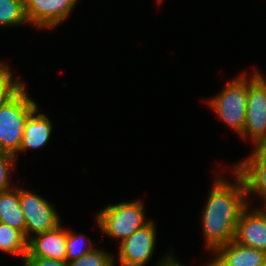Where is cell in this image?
<instances>
[{
    "instance_id": "9",
    "label": "cell",
    "mask_w": 266,
    "mask_h": 266,
    "mask_svg": "<svg viewBox=\"0 0 266 266\" xmlns=\"http://www.w3.org/2000/svg\"><path fill=\"white\" fill-rule=\"evenodd\" d=\"M234 170L242 177L247 197L255 194L261 200L266 198V144L255 146L253 152L240 162Z\"/></svg>"
},
{
    "instance_id": "21",
    "label": "cell",
    "mask_w": 266,
    "mask_h": 266,
    "mask_svg": "<svg viewBox=\"0 0 266 266\" xmlns=\"http://www.w3.org/2000/svg\"><path fill=\"white\" fill-rule=\"evenodd\" d=\"M22 263L24 266H69L66 261L39 257H24Z\"/></svg>"
},
{
    "instance_id": "13",
    "label": "cell",
    "mask_w": 266,
    "mask_h": 266,
    "mask_svg": "<svg viewBox=\"0 0 266 266\" xmlns=\"http://www.w3.org/2000/svg\"><path fill=\"white\" fill-rule=\"evenodd\" d=\"M38 112V108L30 115L25 123L24 133L18 152L27 149H39L48 143L52 131V123L48 117Z\"/></svg>"
},
{
    "instance_id": "12",
    "label": "cell",
    "mask_w": 266,
    "mask_h": 266,
    "mask_svg": "<svg viewBox=\"0 0 266 266\" xmlns=\"http://www.w3.org/2000/svg\"><path fill=\"white\" fill-rule=\"evenodd\" d=\"M214 260L206 266H262L266 260V253L232 240L215 252Z\"/></svg>"
},
{
    "instance_id": "19",
    "label": "cell",
    "mask_w": 266,
    "mask_h": 266,
    "mask_svg": "<svg viewBox=\"0 0 266 266\" xmlns=\"http://www.w3.org/2000/svg\"><path fill=\"white\" fill-rule=\"evenodd\" d=\"M69 266H115L114 256L103 249L95 248L85 256L68 262Z\"/></svg>"
},
{
    "instance_id": "15",
    "label": "cell",
    "mask_w": 266,
    "mask_h": 266,
    "mask_svg": "<svg viewBox=\"0 0 266 266\" xmlns=\"http://www.w3.org/2000/svg\"><path fill=\"white\" fill-rule=\"evenodd\" d=\"M27 242L24 234L16 228L0 222V250L19 255L24 260L27 254Z\"/></svg>"
},
{
    "instance_id": "18",
    "label": "cell",
    "mask_w": 266,
    "mask_h": 266,
    "mask_svg": "<svg viewBox=\"0 0 266 266\" xmlns=\"http://www.w3.org/2000/svg\"><path fill=\"white\" fill-rule=\"evenodd\" d=\"M84 238V239H83ZM84 234H73L71 230L66 229V262H70L72 260L78 259L82 256H85L88 252H91L95 249L93 244L91 243V239L87 238V242L90 245L86 244ZM86 244V245H85Z\"/></svg>"
},
{
    "instance_id": "14",
    "label": "cell",
    "mask_w": 266,
    "mask_h": 266,
    "mask_svg": "<svg viewBox=\"0 0 266 266\" xmlns=\"http://www.w3.org/2000/svg\"><path fill=\"white\" fill-rule=\"evenodd\" d=\"M0 222L16 228L25 236V217L19 203V188L0 192Z\"/></svg>"
},
{
    "instance_id": "4",
    "label": "cell",
    "mask_w": 266,
    "mask_h": 266,
    "mask_svg": "<svg viewBox=\"0 0 266 266\" xmlns=\"http://www.w3.org/2000/svg\"><path fill=\"white\" fill-rule=\"evenodd\" d=\"M241 74L228 81L225 88L208 101L209 106L225 122L230 129L240 136L243 133L246 119V107L248 97V77Z\"/></svg>"
},
{
    "instance_id": "5",
    "label": "cell",
    "mask_w": 266,
    "mask_h": 266,
    "mask_svg": "<svg viewBox=\"0 0 266 266\" xmlns=\"http://www.w3.org/2000/svg\"><path fill=\"white\" fill-rule=\"evenodd\" d=\"M253 73L248 78L246 119L241 136L259 146L266 144V78L260 71Z\"/></svg>"
},
{
    "instance_id": "20",
    "label": "cell",
    "mask_w": 266,
    "mask_h": 266,
    "mask_svg": "<svg viewBox=\"0 0 266 266\" xmlns=\"http://www.w3.org/2000/svg\"><path fill=\"white\" fill-rule=\"evenodd\" d=\"M16 157L0 151V192L6 191L12 188L9 181L10 169L16 168Z\"/></svg>"
},
{
    "instance_id": "8",
    "label": "cell",
    "mask_w": 266,
    "mask_h": 266,
    "mask_svg": "<svg viewBox=\"0 0 266 266\" xmlns=\"http://www.w3.org/2000/svg\"><path fill=\"white\" fill-rule=\"evenodd\" d=\"M78 0H24L29 24L51 29L63 23Z\"/></svg>"
},
{
    "instance_id": "11",
    "label": "cell",
    "mask_w": 266,
    "mask_h": 266,
    "mask_svg": "<svg viewBox=\"0 0 266 266\" xmlns=\"http://www.w3.org/2000/svg\"><path fill=\"white\" fill-rule=\"evenodd\" d=\"M66 253V229L60 224L55 229L30 237L25 257L66 261Z\"/></svg>"
},
{
    "instance_id": "22",
    "label": "cell",
    "mask_w": 266,
    "mask_h": 266,
    "mask_svg": "<svg viewBox=\"0 0 266 266\" xmlns=\"http://www.w3.org/2000/svg\"><path fill=\"white\" fill-rule=\"evenodd\" d=\"M156 266H185V265L176 260V258H174L172 253L169 252V254L165 255L164 258H162L160 262L156 264Z\"/></svg>"
},
{
    "instance_id": "16",
    "label": "cell",
    "mask_w": 266,
    "mask_h": 266,
    "mask_svg": "<svg viewBox=\"0 0 266 266\" xmlns=\"http://www.w3.org/2000/svg\"><path fill=\"white\" fill-rule=\"evenodd\" d=\"M29 24L24 0H0V26L10 27Z\"/></svg>"
},
{
    "instance_id": "7",
    "label": "cell",
    "mask_w": 266,
    "mask_h": 266,
    "mask_svg": "<svg viewBox=\"0 0 266 266\" xmlns=\"http://www.w3.org/2000/svg\"><path fill=\"white\" fill-rule=\"evenodd\" d=\"M153 221L136 230L120 242L118 263L120 266H146L156 244V230Z\"/></svg>"
},
{
    "instance_id": "2",
    "label": "cell",
    "mask_w": 266,
    "mask_h": 266,
    "mask_svg": "<svg viewBox=\"0 0 266 266\" xmlns=\"http://www.w3.org/2000/svg\"><path fill=\"white\" fill-rule=\"evenodd\" d=\"M38 108L26 92L25 86L0 108V151L17 156L25 123Z\"/></svg>"
},
{
    "instance_id": "1",
    "label": "cell",
    "mask_w": 266,
    "mask_h": 266,
    "mask_svg": "<svg viewBox=\"0 0 266 266\" xmlns=\"http://www.w3.org/2000/svg\"><path fill=\"white\" fill-rule=\"evenodd\" d=\"M233 172L234 183L220 175L216 177L201 217L205 246L212 254L234 240L240 215L251 205L242 177L235 170Z\"/></svg>"
},
{
    "instance_id": "23",
    "label": "cell",
    "mask_w": 266,
    "mask_h": 266,
    "mask_svg": "<svg viewBox=\"0 0 266 266\" xmlns=\"http://www.w3.org/2000/svg\"><path fill=\"white\" fill-rule=\"evenodd\" d=\"M264 204H265V208H260V210L266 215V198L263 200Z\"/></svg>"
},
{
    "instance_id": "17",
    "label": "cell",
    "mask_w": 266,
    "mask_h": 266,
    "mask_svg": "<svg viewBox=\"0 0 266 266\" xmlns=\"http://www.w3.org/2000/svg\"><path fill=\"white\" fill-rule=\"evenodd\" d=\"M25 85L12 77L9 66L0 62V108L12 99Z\"/></svg>"
},
{
    "instance_id": "10",
    "label": "cell",
    "mask_w": 266,
    "mask_h": 266,
    "mask_svg": "<svg viewBox=\"0 0 266 266\" xmlns=\"http://www.w3.org/2000/svg\"><path fill=\"white\" fill-rule=\"evenodd\" d=\"M249 204L238 220L234 241L266 253V215Z\"/></svg>"
},
{
    "instance_id": "3",
    "label": "cell",
    "mask_w": 266,
    "mask_h": 266,
    "mask_svg": "<svg viewBox=\"0 0 266 266\" xmlns=\"http://www.w3.org/2000/svg\"><path fill=\"white\" fill-rule=\"evenodd\" d=\"M142 203L136 200L110 204L97 214V225L104 234L122 242L151 221L146 220Z\"/></svg>"
},
{
    "instance_id": "6",
    "label": "cell",
    "mask_w": 266,
    "mask_h": 266,
    "mask_svg": "<svg viewBox=\"0 0 266 266\" xmlns=\"http://www.w3.org/2000/svg\"><path fill=\"white\" fill-rule=\"evenodd\" d=\"M19 203L25 217V238L27 240L60 225V217L55 206L40 195L19 188Z\"/></svg>"
}]
</instances>
